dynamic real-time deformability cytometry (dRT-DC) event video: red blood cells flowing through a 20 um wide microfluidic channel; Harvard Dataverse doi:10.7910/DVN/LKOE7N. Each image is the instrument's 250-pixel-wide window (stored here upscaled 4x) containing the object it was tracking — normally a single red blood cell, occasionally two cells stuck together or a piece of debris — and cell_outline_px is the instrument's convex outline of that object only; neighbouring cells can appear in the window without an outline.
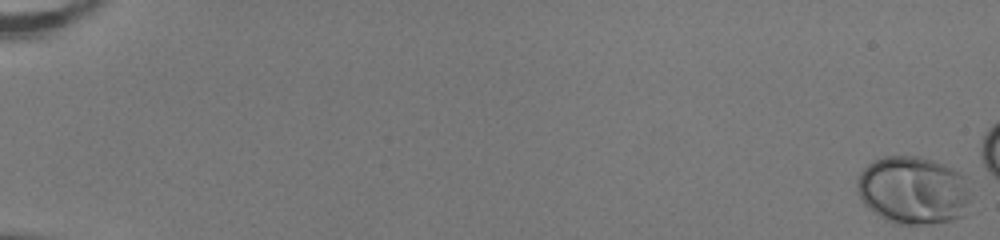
{"species": "human", "species_latin": "Homo sapiens", "temperature_condition": "room temperature", "stored_images_in_passage": 49, "camera_frame_rate_fps": 3000, "um_per_image_px": 0.085, "donor": {"sex": "female"}, "frame": {"image": 1, "passage_image": 1, "time_ms": 0.0, "image_size_px": [1000, 240], "cell_outline_px": [[972, 212], [964, 216], [952, 220], [920, 224], [900, 224], [888, 220], [880, 216], [868, 208], [860, 200], [856, 192], [856, 180], [860, 172], [872, 160], [884, 156], [920, 156], [944, 164], [960, 172], [964, 176], [968, 192]], "centroid_in_image_um": [77.62, 16.17], "position_along_channel_um": 7.4, "area_um2": 45.55}}
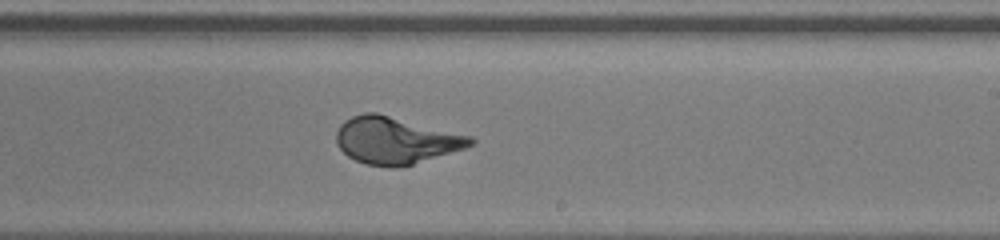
{"frame": {"image": 2, "passage_image": 35, "time_ms": 11.333, "image_size_px": [1000, 240], "cell_outline_px": [[476, 140], [472, 144], [464, 148], [412, 164], [396, 168], [392, 168], [368, 164], [356, 160], [348, 156], [336, 144], [336, 132], [340, 124], [344, 120], [352, 116], [364, 112], [376, 112], [472, 136]], "centroid_in_image_um": [33.6, 11.92], "position_along_channel_um": 255.4, "area_um2": 36.53}}
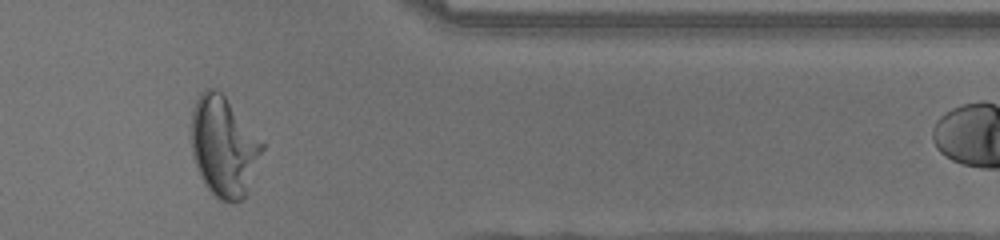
{"frame": {"image": 3, "passage_image": 46, "time_ms": 15.0, "image_size_px": [1000, 240], "cell_outline_px": [[264, 148], [248, 192], [240, 200], [220, 200], [204, 184], [196, 168], [192, 156], [192, 108], [200, 92], [204, 88], [216, 88], [224, 96], [264, 144]], "centroid_in_image_um": [19.0, 12.45], "position_along_channel_um": 392.4, "area_um2": 40.92}}